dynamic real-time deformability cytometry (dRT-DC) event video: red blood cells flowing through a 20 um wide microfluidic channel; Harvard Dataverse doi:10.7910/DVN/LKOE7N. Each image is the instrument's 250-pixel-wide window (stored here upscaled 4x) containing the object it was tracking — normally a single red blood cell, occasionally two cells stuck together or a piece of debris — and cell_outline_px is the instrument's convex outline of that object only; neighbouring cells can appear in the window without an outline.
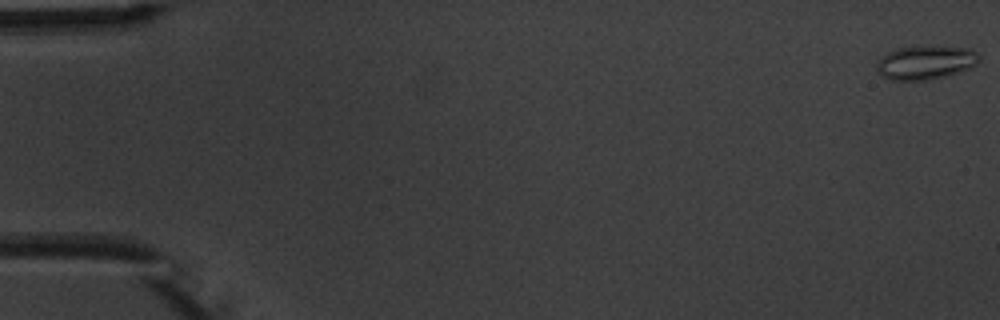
{"species": "common noctule bat (a hibernating species)", "species_latin": "Nyctalus noctula", "temperature_condition": "warm", "stored_images_in_passage": 5, "camera_frame_rate_fps": 3000, "um_per_image_px": 0.085, "animal": {"sex": "male", "body_mass_g": 20.1, "forearm_length_mm": 53.5}, "frame": {"image": 1, "passage_image": 1, "time_ms": 0.0, "image_size_px": [1000, 320], "cell_outline_px": [[980, 60], [972, 68], [960, 72], [928, 80], [888, 80], [876, 68], [876, 64], [880, 56], [896, 48], [972, 48], [980, 52]], "centroid_in_image_um": [78.7, 5.34], "position_along_channel_um": 6.3, "area_um2": 19.88}}